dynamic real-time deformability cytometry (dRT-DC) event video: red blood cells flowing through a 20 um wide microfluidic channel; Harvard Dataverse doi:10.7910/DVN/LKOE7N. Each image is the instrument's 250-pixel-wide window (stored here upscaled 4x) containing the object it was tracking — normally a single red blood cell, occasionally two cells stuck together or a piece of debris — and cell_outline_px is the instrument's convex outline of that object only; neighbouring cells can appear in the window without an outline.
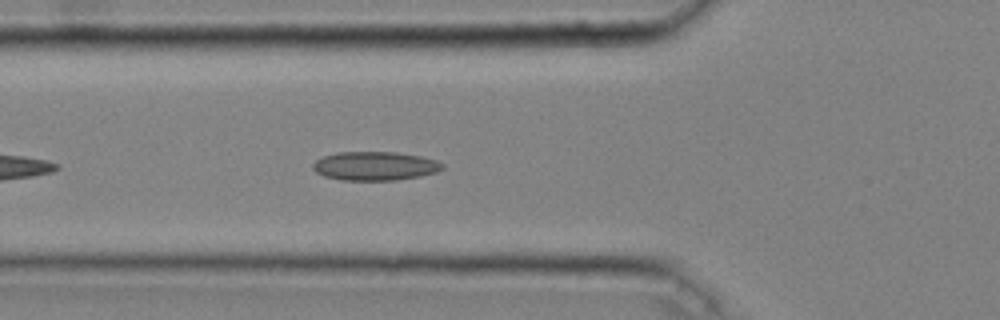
{"species": "common noctule bat (a hibernating species)", "species_latin": "Nyctalus noctula", "temperature_condition": "cold", "stored_images_in_passage": 36, "camera_frame_rate_fps": 3000, "um_per_image_px": 0.085, "animal": {"sex": "male", "body_mass_g": 20.4}, "frame": {"image": 1, "passage_image": 6, "time_ms": 1.667, "image_size_px": [1000, 320], "cell_outline_px": [[444, 168], [436, 172], [420, 176], [396, 180], [340, 180], [324, 176], [316, 172], [312, 168], [312, 164], [316, 160], [324, 156], [336, 152], [396, 152], [420, 156], [436, 160], [444, 164]], "centroid_in_image_um": [31.86, 14.11], "position_along_channel_um": 93.9, "area_um2": 21.79}}
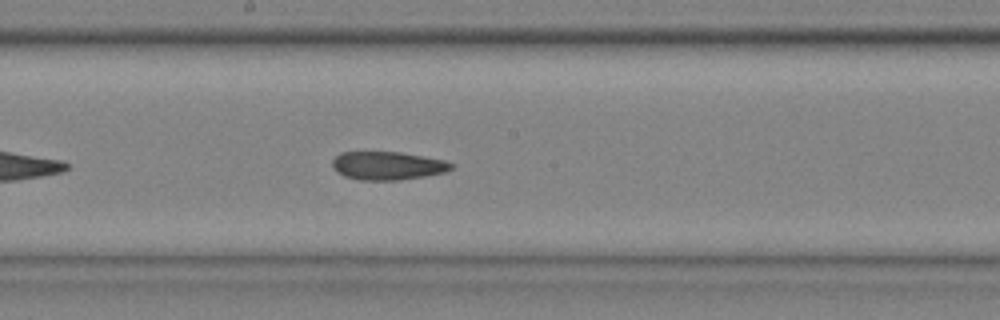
{"frame": {"image": 2, "passage_image": 15, "time_ms": 4.667, "image_size_px": [1000, 320], "cell_outline_px": [[456, 164], [452, 168], [444, 172], [424, 176], [400, 180], [360, 180], [344, 176], [332, 168], [332, 160], [340, 152], [400, 152], [444, 160]], "centroid_in_image_um": [32.93, 14.08], "position_along_channel_um": 215.3, "area_um2": 19.59}}
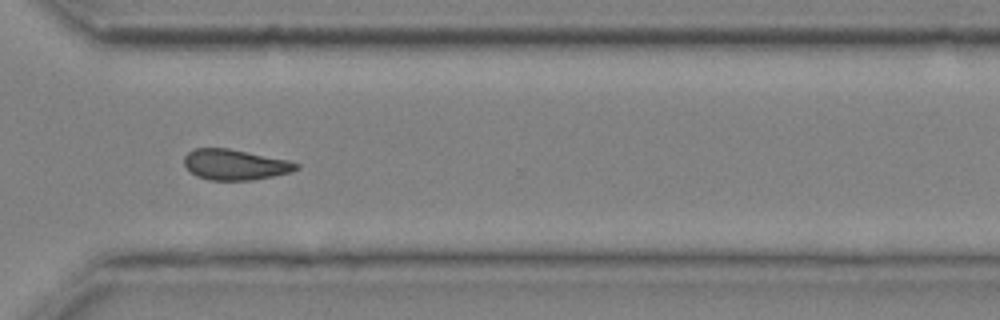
{"frame": {"image": 3, "passage_image": 25, "time_ms": 8.0, "image_size_px": [1000, 320], "cell_outline_px": [[300, 168], [288, 172], [272, 176], [252, 180], [208, 180], [196, 176], [184, 164], [184, 156], [188, 152], [196, 148], [228, 148], [288, 160], [300, 164]], "centroid_in_image_um": [19.96, 13.99], "position_along_channel_um": 350.6, "area_um2": 19.83}, "authors_computed_cell_mechanics": {"area_um2": 20.1722, "velocity_mm_per_s": 4.0427, "shape_relaxation_time_tau1_ms": null, "shape_relaxation_time_tau2_ms": 4.4157, "deformation_change_tau1": null, "deformation_change_tau2": 0.1126}}